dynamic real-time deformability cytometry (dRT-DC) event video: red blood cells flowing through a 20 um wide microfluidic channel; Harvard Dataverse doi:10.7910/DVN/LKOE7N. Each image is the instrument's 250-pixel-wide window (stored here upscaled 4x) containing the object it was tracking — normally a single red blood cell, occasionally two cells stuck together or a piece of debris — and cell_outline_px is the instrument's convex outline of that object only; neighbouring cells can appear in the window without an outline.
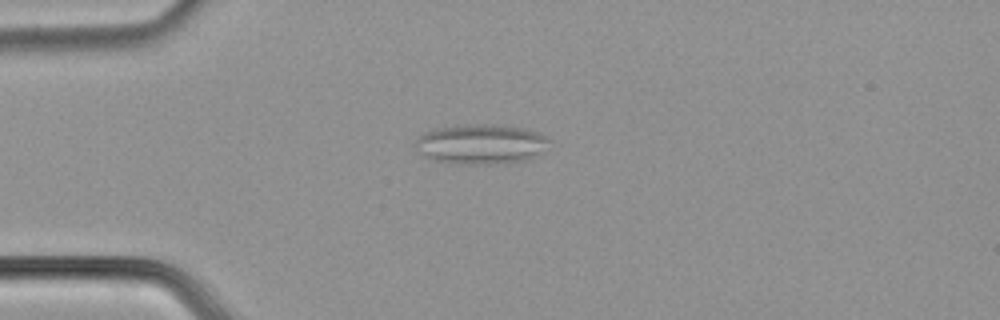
{"species": "common noctule bat (a hibernating species)", "species_latin": "Nyctalus noctula", "temperature_condition": "cold", "stored_images_in_passage": 54, "segment_of_instrument_passage": [1, 2], "camera_frame_rate_fps": 3000, "um_per_image_px": 0.085, "animal": {"sex": "male", "body_mass_g": 21.5, "forearm_length_mm": 52.0}, "frame": {"image": 1, "passage_image": 14, "time_ms": 4.333, "image_size_px": [1000, 320], "cell_outline_px": [[548, 140], [528, 160], [488, 164], [456, 164], [432, 160], [424, 156], [416, 148], [416, 140], [424, 132], [436, 128], [476, 124], [488, 124], [524, 128], [536, 132], [544, 136]], "centroid_in_image_um": [40.77, 12.25], "position_along_channel_um": 44.2, "area_um2": 30.35}}